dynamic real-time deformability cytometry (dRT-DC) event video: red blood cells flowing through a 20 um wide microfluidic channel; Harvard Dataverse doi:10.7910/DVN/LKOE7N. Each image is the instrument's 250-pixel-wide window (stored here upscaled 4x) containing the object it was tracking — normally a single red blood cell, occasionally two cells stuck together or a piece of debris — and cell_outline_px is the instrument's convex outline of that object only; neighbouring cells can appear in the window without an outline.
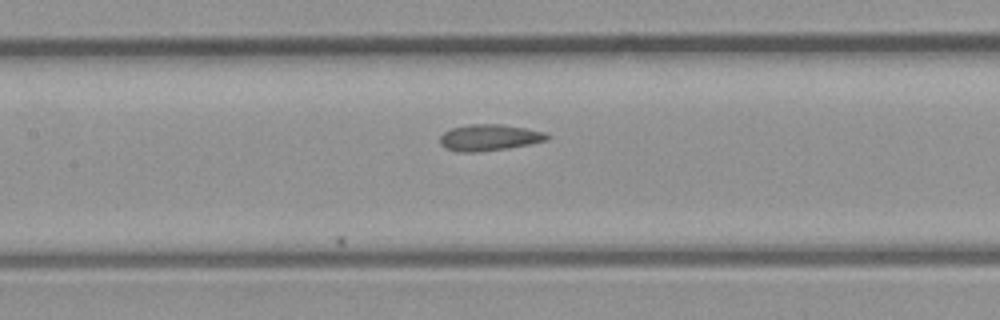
{"species": "common noctule bat (a hibernating species)", "species_latin": "Nyctalus noctula", "temperature_condition": "room temperature", "stored_images_in_passage": 8, "camera_frame_rate_fps": 3000, "um_per_image_px": 0.085, "animal": {"sex": "male", "body_mass_g": 23.1, "forearm_length_mm": 52.7}, "frame": {"image": 1, "passage_image": 5, "time_ms": 4.667, "image_size_px": [1000, 320], "cell_outline_px": [[548, 140], [528, 144], [504, 148], [476, 152], [460, 152], [444, 148], [440, 144], [440, 136], [444, 132], [452, 128], [468, 124], [500, 124], [524, 128], [544, 132], [548, 136]], "centroid_in_image_um": [41.53, 11.69], "position_along_channel_um": 165.9, "area_um2": 16.18}}